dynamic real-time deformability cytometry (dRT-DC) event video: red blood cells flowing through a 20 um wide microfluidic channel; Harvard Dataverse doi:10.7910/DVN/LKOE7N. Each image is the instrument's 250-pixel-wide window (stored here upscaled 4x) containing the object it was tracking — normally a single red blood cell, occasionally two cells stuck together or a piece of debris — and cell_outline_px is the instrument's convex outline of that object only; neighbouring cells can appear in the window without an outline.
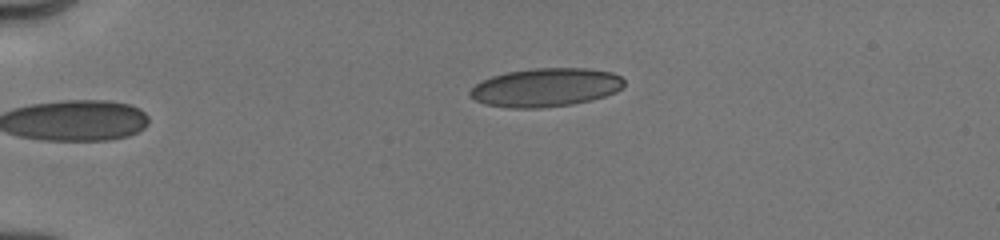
{"species": "human", "species_latin": "Homo sapiens", "temperature_condition": "cold", "stored_images_in_passage": 6, "camera_frame_rate_fps": 3000, "um_per_image_px": 0.085, "donor": {"sex": "male"}, "frame": {"image": 1, "passage_image": 6, "time_ms": 4.333, "image_size_px": [1000, 240], "cell_outline_px": [[624, 84], [616, 92], [592, 100], [572, 104], [540, 108], [508, 108], [484, 104], [468, 96], [468, 92], [476, 84], [492, 76], [508, 72], [532, 68], [588, 68], [612, 72], [620, 76], [624, 80]], "centroid_in_image_um": [46.37, 7.43], "position_along_channel_um": 38.6, "area_um2": 34.68}}